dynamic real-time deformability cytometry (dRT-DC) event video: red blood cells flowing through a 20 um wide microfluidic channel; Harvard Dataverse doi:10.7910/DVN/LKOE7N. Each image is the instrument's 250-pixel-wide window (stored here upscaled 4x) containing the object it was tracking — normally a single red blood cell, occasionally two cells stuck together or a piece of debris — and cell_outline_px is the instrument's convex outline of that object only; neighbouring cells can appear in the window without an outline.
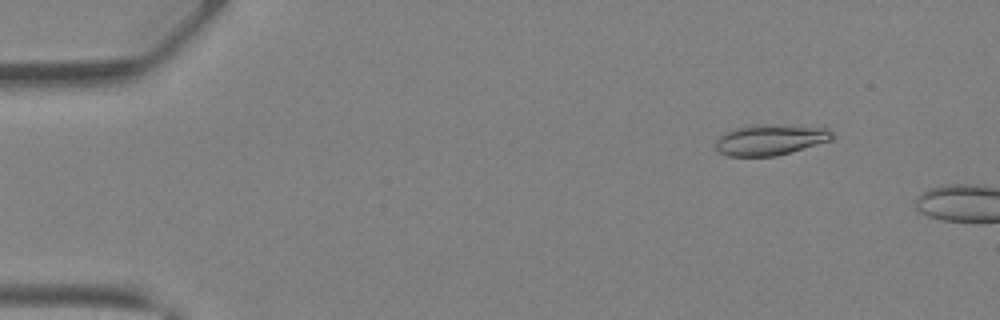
{"species": "Egyptian fruit bat (a non-hibernating species)", "species_latin": "Rousettus aegyptiacus", "temperature_condition": "warm", "stored_images_in_passage": 8, "camera_frame_rate_fps": 3000, "um_per_image_px": 0.085, "animal": {"sex": "female"}, "frame": {"image": 1, "passage_image": 5, "time_ms": 1.333, "image_size_px": [1000, 320], "cell_outline_px": [[832, 140], [776, 156], [728, 156], [720, 152], [716, 148], [716, 140], [724, 132], [748, 124], [780, 124], [824, 128], [832, 132]], "centroid_in_image_um": [65.44, 11.86], "position_along_channel_um": 19.6, "area_um2": 20.92}}